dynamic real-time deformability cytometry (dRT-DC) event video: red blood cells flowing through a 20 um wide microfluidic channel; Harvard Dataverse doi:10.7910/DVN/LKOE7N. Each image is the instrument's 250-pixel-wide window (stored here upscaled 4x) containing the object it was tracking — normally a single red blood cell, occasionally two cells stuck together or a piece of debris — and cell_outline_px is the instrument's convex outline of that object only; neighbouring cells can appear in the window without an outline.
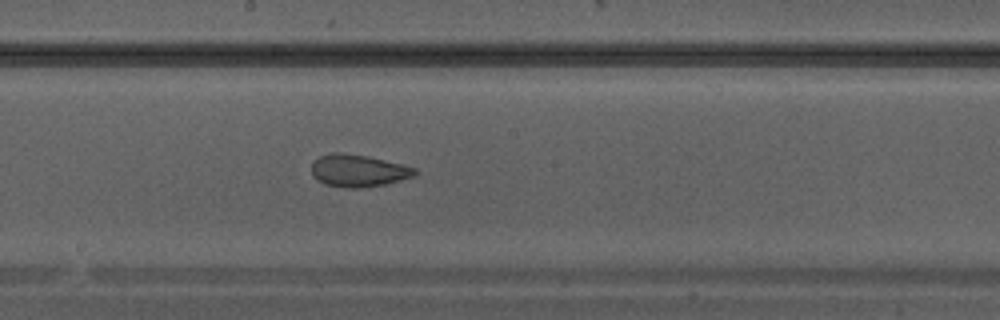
{"species": "Egyptian fruit bat (a non-hibernating species)", "species_latin": "Rousettus aegyptiacus", "temperature_condition": "warm", "stored_images_in_passage": 29, "camera_frame_rate_fps": 3000, "um_per_image_px": 0.085, "animal": {"sex": "male"}, "frame": {"image": 1, "passage_image": 13, "time_ms": 4.0, "image_size_px": [1000, 320], "cell_outline_px": [[416, 176], [384, 184], [360, 188], [348, 188], [324, 184], [316, 180], [312, 176], [312, 164], [320, 156], [332, 152], [340, 152], [368, 156], [416, 168]], "centroid_in_image_um": [30.43, 14.51], "position_along_channel_um": 217.8, "area_um2": 19.36}}